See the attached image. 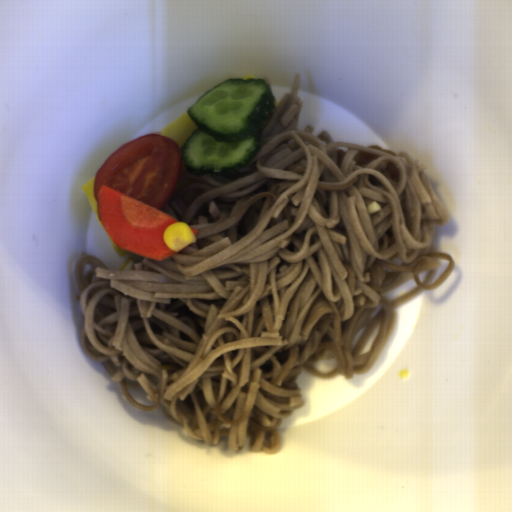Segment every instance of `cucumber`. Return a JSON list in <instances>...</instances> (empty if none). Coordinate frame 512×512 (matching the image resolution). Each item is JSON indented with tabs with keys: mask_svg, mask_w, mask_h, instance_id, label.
Masks as SVG:
<instances>
[{
	"mask_svg": "<svg viewBox=\"0 0 512 512\" xmlns=\"http://www.w3.org/2000/svg\"><path fill=\"white\" fill-rule=\"evenodd\" d=\"M265 78L227 77L187 109L196 128L179 149L185 172L217 177L244 169L258 154L260 133L275 111Z\"/></svg>",
	"mask_w": 512,
	"mask_h": 512,
	"instance_id": "8b760119",
	"label": "cucumber"
}]
</instances>
